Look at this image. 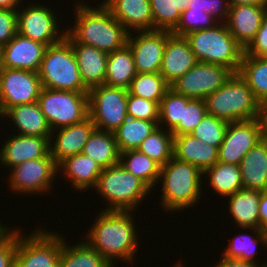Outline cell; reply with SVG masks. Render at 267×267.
<instances>
[{"label": "cell", "instance_id": "1", "mask_svg": "<svg viewBox=\"0 0 267 267\" xmlns=\"http://www.w3.org/2000/svg\"><path fill=\"white\" fill-rule=\"evenodd\" d=\"M132 211L103 210L84 240L115 267L116 260L133 263L137 252L136 225Z\"/></svg>", "mask_w": 267, "mask_h": 267}, {"label": "cell", "instance_id": "2", "mask_svg": "<svg viewBox=\"0 0 267 267\" xmlns=\"http://www.w3.org/2000/svg\"><path fill=\"white\" fill-rule=\"evenodd\" d=\"M98 7L76 3V21L66 33L77 43L111 53L127 44L129 32L101 3Z\"/></svg>", "mask_w": 267, "mask_h": 267}, {"label": "cell", "instance_id": "3", "mask_svg": "<svg viewBox=\"0 0 267 267\" xmlns=\"http://www.w3.org/2000/svg\"><path fill=\"white\" fill-rule=\"evenodd\" d=\"M203 175L197 166L172 157L160 167L158 181H162V209L176 213L199 202Z\"/></svg>", "mask_w": 267, "mask_h": 267}, {"label": "cell", "instance_id": "4", "mask_svg": "<svg viewBox=\"0 0 267 267\" xmlns=\"http://www.w3.org/2000/svg\"><path fill=\"white\" fill-rule=\"evenodd\" d=\"M198 62L216 64L238 73L244 48L228 31L225 23L185 36Z\"/></svg>", "mask_w": 267, "mask_h": 267}, {"label": "cell", "instance_id": "5", "mask_svg": "<svg viewBox=\"0 0 267 267\" xmlns=\"http://www.w3.org/2000/svg\"><path fill=\"white\" fill-rule=\"evenodd\" d=\"M204 101L208 114L228 123L258 118L259 103L239 73H233L222 87Z\"/></svg>", "mask_w": 267, "mask_h": 267}, {"label": "cell", "instance_id": "6", "mask_svg": "<svg viewBox=\"0 0 267 267\" xmlns=\"http://www.w3.org/2000/svg\"><path fill=\"white\" fill-rule=\"evenodd\" d=\"M94 188L109 202V207L103 210L119 211L136 210L137 205L141 206L145 195L151 191L141 179L128 172L120 163L103 168Z\"/></svg>", "mask_w": 267, "mask_h": 267}, {"label": "cell", "instance_id": "7", "mask_svg": "<svg viewBox=\"0 0 267 267\" xmlns=\"http://www.w3.org/2000/svg\"><path fill=\"white\" fill-rule=\"evenodd\" d=\"M38 75L43 88L88 93L71 44L66 40L47 46Z\"/></svg>", "mask_w": 267, "mask_h": 267}, {"label": "cell", "instance_id": "8", "mask_svg": "<svg viewBox=\"0 0 267 267\" xmlns=\"http://www.w3.org/2000/svg\"><path fill=\"white\" fill-rule=\"evenodd\" d=\"M38 103L51 130L80 123L89 117L88 93L42 87Z\"/></svg>", "mask_w": 267, "mask_h": 267}, {"label": "cell", "instance_id": "9", "mask_svg": "<svg viewBox=\"0 0 267 267\" xmlns=\"http://www.w3.org/2000/svg\"><path fill=\"white\" fill-rule=\"evenodd\" d=\"M89 117L96 129L114 132L127 119L128 90L106 84L88 91Z\"/></svg>", "mask_w": 267, "mask_h": 267}, {"label": "cell", "instance_id": "10", "mask_svg": "<svg viewBox=\"0 0 267 267\" xmlns=\"http://www.w3.org/2000/svg\"><path fill=\"white\" fill-rule=\"evenodd\" d=\"M35 231L28 236H22L17 229L15 267H59L61 235L42 228Z\"/></svg>", "mask_w": 267, "mask_h": 267}, {"label": "cell", "instance_id": "11", "mask_svg": "<svg viewBox=\"0 0 267 267\" xmlns=\"http://www.w3.org/2000/svg\"><path fill=\"white\" fill-rule=\"evenodd\" d=\"M233 72L221 65L198 62L170 85L177 94L190 99L204 100L222 87Z\"/></svg>", "mask_w": 267, "mask_h": 267}, {"label": "cell", "instance_id": "12", "mask_svg": "<svg viewBox=\"0 0 267 267\" xmlns=\"http://www.w3.org/2000/svg\"><path fill=\"white\" fill-rule=\"evenodd\" d=\"M42 89L37 72L29 70H0V117L11 107L38 102Z\"/></svg>", "mask_w": 267, "mask_h": 267}, {"label": "cell", "instance_id": "13", "mask_svg": "<svg viewBox=\"0 0 267 267\" xmlns=\"http://www.w3.org/2000/svg\"><path fill=\"white\" fill-rule=\"evenodd\" d=\"M32 4V5H31ZM17 9V33L46 46L55 45L66 37V30L60 31L58 18L46 5L31 3Z\"/></svg>", "mask_w": 267, "mask_h": 267}, {"label": "cell", "instance_id": "14", "mask_svg": "<svg viewBox=\"0 0 267 267\" xmlns=\"http://www.w3.org/2000/svg\"><path fill=\"white\" fill-rule=\"evenodd\" d=\"M10 182L11 190L14 193L38 194L39 192L49 191L53 188L54 176L59 169L58 164L49 153L46 157L28 160L11 168Z\"/></svg>", "mask_w": 267, "mask_h": 267}, {"label": "cell", "instance_id": "15", "mask_svg": "<svg viewBox=\"0 0 267 267\" xmlns=\"http://www.w3.org/2000/svg\"><path fill=\"white\" fill-rule=\"evenodd\" d=\"M129 33L127 44L133 54L137 73H160L163 54L171 31H137ZM133 36V37H132Z\"/></svg>", "mask_w": 267, "mask_h": 267}, {"label": "cell", "instance_id": "16", "mask_svg": "<svg viewBox=\"0 0 267 267\" xmlns=\"http://www.w3.org/2000/svg\"><path fill=\"white\" fill-rule=\"evenodd\" d=\"M261 141L260 125L257 119L228 124L225 138L218 150V161L240 165L243 157Z\"/></svg>", "mask_w": 267, "mask_h": 267}, {"label": "cell", "instance_id": "17", "mask_svg": "<svg viewBox=\"0 0 267 267\" xmlns=\"http://www.w3.org/2000/svg\"><path fill=\"white\" fill-rule=\"evenodd\" d=\"M46 47L17 33L0 49L1 67L38 73Z\"/></svg>", "mask_w": 267, "mask_h": 267}, {"label": "cell", "instance_id": "18", "mask_svg": "<svg viewBox=\"0 0 267 267\" xmlns=\"http://www.w3.org/2000/svg\"><path fill=\"white\" fill-rule=\"evenodd\" d=\"M2 144L1 165L12 168L28 160L40 159L50 153V138L15 134Z\"/></svg>", "mask_w": 267, "mask_h": 267}, {"label": "cell", "instance_id": "19", "mask_svg": "<svg viewBox=\"0 0 267 267\" xmlns=\"http://www.w3.org/2000/svg\"><path fill=\"white\" fill-rule=\"evenodd\" d=\"M95 129V124L88 117L80 123L59 128V130H52L49 141L52 158L59 164L67 157L82 153L85 144ZM56 130L57 134H55ZM53 134H55V137H53ZM52 137L56 138L55 141L52 140Z\"/></svg>", "mask_w": 267, "mask_h": 267}, {"label": "cell", "instance_id": "20", "mask_svg": "<svg viewBox=\"0 0 267 267\" xmlns=\"http://www.w3.org/2000/svg\"><path fill=\"white\" fill-rule=\"evenodd\" d=\"M266 13L267 5L230 6L225 24L228 31L245 49L255 38Z\"/></svg>", "mask_w": 267, "mask_h": 267}, {"label": "cell", "instance_id": "21", "mask_svg": "<svg viewBox=\"0 0 267 267\" xmlns=\"http://www.w3.org/2000/svg\"><path fill=\"white\" fill-rule=\"evenodd\" d=\"M65 39L71 44L84 86L91 90L104 85L109 53L75 42L67 33Z\"/></svg>", "mask_w": 267, "mask_h": 267}, {"label": "cell", "instance_id": "22", "mask_svg": "<svg viewBox=\"0 0 267 267\" xmlns=\"http://www.w3.org/2000/svg\"><path fill=\"white\" fill-rule=\"evenodd\" d=\"M198 63L188 40L171 34L165 45L160 74L171 85Z\"/></svg>", "mask_w": 267, "mask_h": 267}, {"label": "cell", "instance_id": "23", "mask_svg": "<svg viewBox=\"0 0 267 267\" xmlns=\"http://www.w3.org/2000/svg\"><path fill=\"white\" fill-rule=\"evenodd\" d=\"M126 28L137 31L153 30V15L149 0H106L102 3Z\"/></svg>", "mask_w": 267, "mask_h": 267}, {"label": "cell", "instance_id": "24", "mask_svg": "<svg viewBox=\"0 0 267 267\" xmlns=\"http://www.w3.org/2000/svg\"><path fill=\"white\" fill-rule=\"evenodd\" d=\"M218 150L191 134L174 135L173 157L197 166L202 172L218 162Z\"/></svg>", "mask_w": 267, "mask_h": 267}, {"label": "cell", "instance_id": "25", "mask_svg": "<svg viewBox=\"0 0 267 267\" xmlns=\"http://www.w3.org/2000/svg\"><path fill=\"white\" fill-rule=\"evenodd\" d=\"M3 116L12 119L11 121L17 127L19 134L51 137L52 130L38 102L11 107Z\"/></svg>", "mask_w": 267, "mask_h": 267}, {"label": "cell", "instance_id": "26", "mask_svg": "<svg viewBox=\"0 0 267 267\" xmlns=\"http://www.w3.org/2000/svg\"><path fill=\"white\" fill-rule=\"evenodd\" d=\"M243 189L267 191V142L259 141L240 163Z\"/></svg>", "mask_w": 267, "mask_h": 267}, {"label": "cell", "instance_id": "27", "mask_svg": "<svg viewBox=\"0 0 267 267\" xmlns=\"http://www.w3.org/2000/svg\"><path fill=\"white\" fill-rule=\"evenodd\" d=\"M58 169H63V176L69 178L75 190L82 191L96 186L103 168L92 158L79 153L61 161Z\"/></svg>", "mask_w": 267, "mask_h": 267}, {"label": "cell", "instance_id": "28", "mask_svg": "<svg viewBox=\"0 0 267 267\" xmlns=\"http://www.w3.org/2000/svg\"><path fill=\"white\" fill-rule=\"evenodd\" d=\"M229 197V213L235 224L243 229H259V202L261 191L241 189ZM243 228V229H242Z\"/></svg>", "mask_w": 267, "mask_h": 267}, {"label": "cell", "instance_id": "29", "mask_svg": "<svg viewBox=\"0 0 267 267\" xmlns=\"http://www.w3.org/2000/svg\"><path fill=\"white\" fill-rule=\"evenodd\" d=\"M136 74L132 50L128 44L109 53L104 84L128 90Z\"/></svg>", "mask_w": 267, "mask_h": 267}, {"label": "cell", "instance_id": "30", "mask_svg": "<svg viewBox=\"0 0 267 267\" xmlns=\"http://www.w3.org/2000/svg\"><path fill=\"white\" fill-rule=\"evenodd\" d=\"M84 155L92 158L102 168L119 163L120 152L117 147L114 132L95 129L84 146Z\"/></svg>", "mask_w": 267, "mask_h": 267}, {"label": "cell", "instance_id": "31", "mask_svg": "<svg viewBox=\"0 0 267 267\" xmlns=\"http://www.w3.org/2000/svg\"><path fill=\"white\" fill-rule=\"evenodd\" d=\"M259 104L267 102V58L243 54L238 71Z\"/></svg>", "mask_w": 267, "mask_h": 267}, {"label": "cell", "instance_id": "32", "mask_svg": "<svg viewBox=\"0 0 267 267\" xmlns=\"http://www.w3.org/2000/svg\"><path fill=\"white\" fill-rule=\"evenodd\" d=\"M62 237L59 267H112L99 252L87 242L80 241L73 246Z\"/></svg>", "mask_w": 267, "mask_h": 267}, {"label": "cell", "instance_id": "33", "mask_svg": "<svg viewBox=\"0 0 267 267\" xmlns=\"http://www.w3.org/2000/svg\"><path fill=\"white\" fill-rule=\"evenodd\" d=\"M158 127V121H148L127 117L122 125L114 131L119 152L137 150L143 140Z\"/></svg>", "mask_w": 267, "mask_h": 267}, {"label": "cell", "instance_id": "34", "mask_svg": "<svg viewBox=\"0 0 267 267\" xmlns=\"http://www.w3.org/2000/svg\"><path fill=\"white\" fill-rule=\"evenodd\" d=\"M209 184L218 194L227 197L243 189L240 165L227 164L218 161L214 166L207 168Z\"/></svg>", "mask_w": 267, "mask_h": 267}, {"label": "cell", "instance_id": "35", "mask_svg": "<svg viewBox=\"0 0 267 267\" xmlns=\"http://www.w3.org/2000/svg\"><path fill=\"white\" fill-rule=\"evenodd\" d=\"M119 163L153 191L160 173V166L156 162L138 150H128L120 153Z\"/></svg>", "mask_w": 267, "mask_h": 267}, {"label": "cell", "instance_id": "36", "mask_svg": "<svg viewBox=\"0 0 267 267\" xmlns=\"http://www.w3.org/2000/svg\"><path fill=\"white\" fill-rule=\"evenodd\" d=\"M174 135L168 130L158 126L146 137L137 148L160 167L164 166L173 157Z\"/></svg>", "mask_w": 267, "mask_h": 267}, {"label": "cell", "instance_id": "37", "mask_svg": "<svg viewBox=\"0 0 267 267\" xmlns=\"http://www.w3.org/2000/svg\"><path fill=\"white\" fill-rule=\"evenodd\" d=\"M153 15V30L173 31L181 14L188 9L189 0H149Z\"/></svg>", "mask_w": 267, "mask_h": 267}, {"label": "cell", "instance_id": "38", "mask_svg": "<svg viewBox=\"0 0 267 267\" xmlns=\"http://www.w3.org/2000/svg\"><path fill=\"white\" fill-rule=\"evenodd\" d=\"M250 230L251 232H254V236L248 234H238L237 236H234L229 243V247L224 249V255L221 257L257 264L258 261L254 260L256 248H258L257 243L259 244L260 242V244L266 248L267 235L257 228H250Z\"/></svg>", "mask_w": 267, "mask_h": 267}, {"label": "cell", "instance_id": "39", "mask_svg": "<svg viewBox=\"0 0 267 267\" xmlns=\"http://www.w3.org/2000/svg\"><path fill=\"white\" fill-rule=\"evenodd\" d=\"M170 85L160 73H137L132 79L128 92L136 97L144 98L160 104Z\"/></svg>", "mask_w": 267, "mask_h": 267}, {"label": "cell", "instance_id": "40", "mask_svg": "<svg viewBox=\"0 0 267 267\" xmlns=\"http://www.w3.org/2000/svg\"><path fill=\"white\" fill-rule=\"evenodd\" d=\"M192 99L175 93L171 88L165 93L159 104L158 126L166 124L168 131L172 132L183 121L184 106Z\"/></svg>", "mask_w": 267, "mask_h": 267}, {"label": "cell", "instance_id": "41", "mask_svg": "<svg viewBox=\"0 0 267 267\" xmlns=\"http://www.w3.org/2000/svg\"><path fill=\"white\" fill-rule=\"evenodd\" d=\"M228 124V122L206 113L202 121L190 134L219 149V146L225 138Z\"/></svg>", "mask_w": 267, "mask_h": 267}, {"label": "cell", "instance_id": "42", "mask_svg": "<svg viewBox=\"0 0 267 267\" xmlns=\"http://www.w3.org/2000/svg\"><path fill=\"white\" fill-rule=\"evenodd\" d=\"M218 21L204 10L187 9L181 14V18L177 27L172 34L185 37L187 34L210 29L218 25Z\"/></svg>", "mask_w": 267, "mask_h": 267}, {"label": "cell", "instance_id": "43", "mask_svg": "<svg viewBox=\"0 0 267 267\" xmlns=\"http://www.w3.org/2000/svg\"><path fill=\"white\" fill-rule=\"evenodd\" d=\"M207 109L204 100L192 99L184 106L183 121L172 131L173 135L190 134L206 115Z\"/></svg>", "mask_w": 267, "mask_h": 267}, {"label": "cell", "instance_id": "44", "mask_svg": "<svg viewBox=\"0 0 267 267\" xmlns=\"http://www.w3.org/2000/svg\"><path fill=\"white\" fill-rule=\"evenodd\" d=\"M127 115L135 119L159 121V105L154 101L136 97L128 92Z\"/></svg>", "mask_w": 267, "mask_h": 267}, {"label": "cell", "instance_id": "45", "mask_svg": "<svg viewBox=\"0 0 267 267\" xmlns=\"http://www.w3.org/2000/svg\"><path fill=\"white\" fill-rule=\"evenodd\" d=\"M0 223V267H15L17 230Z\"/></svg>", "mask_w": 267, "mask_h": 267}, {"label": "cell", "instance_id": "46", "mask_svg": "<svg viewBox=\"0 0 267 267\" xmlns=\"http://www.w3.org/2000/svg\"><path fill=\"white\" fill-rule=\"evenodd\" d=\"M227 1L189 0L188 9L204 10L205 13L210 14L214 19H216L218 23H226L230 9V4Z\"/></svg>", "mask_w": 267, "mask_h": 267}, {"label": "cell", "instance_id": "47", "mask_svg": "<svg viewBox=\"0 0 267 267\" xmlns=\"http://www.w3.org/2000/svg\"><path fill=\"white\" fill-rule=\"evenodd\" d=\"M17 34V10L0 8V49Z\"/></svg>", "mask_w": 267, "mask_h": 267}, {"label": "cell", "instance_id": "48", "mask_svg": "<svg viewBox=\"0 0 267 267\" xmlns=\"http://www.w3.org/2000/svg\"><path fill=\"white\" fill-rule=\"evenodd\" d=\"M244 53L251 56L267 58V13L263 18L255 38L244 49Z\"/></svg>", "mask_w": 267, "mask_h": 267}, {"label": "cell", "instance_id": "49", "mask_svg": "<svg viewBox=\"0 0 267 267\" xmlns=\"http://www.w3.org/2000/svg\"><path fill=\"white\" fill-rule=\"evenodd\" d=\"M259 229L267 235V191L261 192L259 202Z\"/></svg>", "mask_w": 267, "mask_h": 267}, {"label": "cell", "instance_id": "50", "mask_svg": "<svg viewBox=\"0 0 267 267\" xmlns=\"http://www.w3.org/2000/svg\"><path fill=\"white\" fill-rule=\"evenodd\" d=\"M261 140L267 142V102L259 104L258 118Z\"/></svg>", "mask_w": 267, "mask_h": 267}, {"label": "cell", "instance_id": "51", "mask_svg": "<svg viewBox=\"0 0 267 267\" xmlns=\"http://www.w3.org/2000/svg\"><path fill=\"white\" fill-rule=\"evenodd\" d=\"M220 259L219 262L214 267H264V265L255 264L252 262H245V261H240L237 259H227L223 258Z\"/></svg>", "mask_w": 267, "mask_h": 267}, {"label": "cell", "instance_id": "52", "mask_svg": "<svg viewBox=\"0 0 267 267\" xmlns=\"http://www.w3.org/2000/svg\"><path fill=\"white\" fill-rule=\"evenodd\" d=\"M230 6L236 5H267V0H228Z\"/></svg>", "mask_w": 267, "mask_h": 267}, {"label": "cell", "instance_id": "53", "mask_svg": "<svg viewBox=\"0 0 267 267\" xmlns=\"http://www.w3.org/2000/svg\"><path fill=\"white\" fill-rule=\"evenodd\" d=\"M22 0H0L1 9L17 10L20 8L18 5Z\"/></svg>", "mask_w": 267, "mask_h": 267}, {"label": "cell", "instance_id": "54", "mask_svg": "<svg viewBox=\"0 0 267 267\" xmlns=\"http://www.w3.org/2000/svg\"><path fill=\"white\" fill-rule=\"evenodd\" d=\"M174 267H183V264L178 262V265L176 264Z\"/></svg>", "mask_w": 267, "mask_h": 267}, {"label": "cell", "instance_id": "55", "mask_svg": "<svg viewBox=\"0 0 267 267\" xmlns=\"http://www.w3.org/2000/svg\"><path fill=\"white\" fill-rule=\"evenodd\" d=\"M0 70H1V51H0Z\"/></svg>", "mask_w": 267, "mask_h": 267}]
</instances>
